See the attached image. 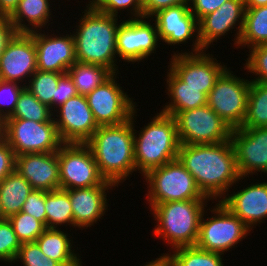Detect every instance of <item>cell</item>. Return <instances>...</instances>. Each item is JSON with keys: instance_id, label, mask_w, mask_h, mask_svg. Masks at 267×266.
Wrapping results in <instances>:
<instances>
[{"instance_id": "1", "label": "cell", "mask_w": 267, "mask_h": 266, "mask_svg": "<svg viewBox=\"0 0 267 266\" xmlns=\"http://www.w3.org/2000/svg\"><path fill=\"white\" fill-rule=\"evenodd\" d=\"M178 159L211 201L221 200L232 186L245 179L239 175L230 140L216 144H180Z\"/></svg>"}, {"instance_id": "2", "label": "cell", "mask_w": 267, "mask_h": 266, "mask_svg": "<svg viewBox=\"0 0 267 266\" xmlns=\"http://www.w3.org/2000/svg\"><path fill=\"white\" fill-rule=\"evenodd\" d=\"M138 109L135 108L131 119L122 124L99 126L85 143L94 156L100 174L117 187L136 172L134 125Z\"/></svg>"}, {"instance_id": "3", "label": "cell", "mask_w": 267, "mask_h": 266, "mask_svg": "<svg viewBox=\"0 0 267 266\" xmlns=\"http://www.w3.org/2000/svg\"><path fill=\"white\" fill-rule=\"evenodd\" d=\"M85 6L72 32L77 62L105 66L112 73H120L116 39L121 21L117 16L97 11L92 5Z\"/></svg>"}, {"instance_id": "4", "label": "cell", "mask_w": 267, "mask_h": 266, "mask_svg": "<svg viewBox=\"0 0 267 266\" xmlns=\"http://www.w3.org/2000/svg\"><path fill=\"white\" fill-rule=\"evenodd\" d=\"M179 146L175 118L159 110L141 130L137 131L134 126L137 173L143 177L151 169L178 159Z\"/></svg>"}, {"instance_id": "5", "label": "cell", "mask_w": 267, "mask_h": 266, "mask_svg": "<svg viewBox=\"0 0 267 266\" xmlns=\"http://www.w3.org/2000/svg\"><path fill=\"white\" fill-rule=\"evenodd\" d=\"M210 200H180L158 203L150 208L156 226L153 235L169 249L196 246L201 216Z\"/></svg>"}, {"instance_id": "6", "label": "cell", "mask_w": 267, "mask_h": 266, "mask_svg": "<svg viewBox=\"0 0 267 266\" xmlns=\"http://www.w3.org/2000/svg\"><path fill=\"white\" fill-rule=\"evenodd\" d=\"M143 178L148 188L145 198L149 209L158 203L210 200L202 194L193 176L179 159L151 169Z\"/></svg>"}, {"instance_id": "7", "label": "cell", "mask_w": 267, "mask_h": 266, "mask_svg": "<svg viewBox=\"0 0 267 266\" xmlns=\"http://www.w3.org/2000/svg\"><path fill=\"white\" fill-rule=\"evenodd\" d=\"M215 206L204 210L200 224L196 246L200 249L224 255L243 241L251 230L235 216L223 203L212 201ZM210 210L208 213L207 211ZM205 213L211 215L204 217ZM213 215V216H212Z\"/></svg>"}, {"instance_id": "8", "label": "cell", "mask_w": 267, "mask_h": 266, "mask_svg": "<svg viewBox=\"0 0 267 266\" xmlns=\"http://www.w3.org/2000/svg\"><path fill=\"white\" fill-rule=\"evenodd\" d=\"M2 137L15 155L56 152L64 144L55 121L36 122L20 118H6Z\"/></svg>"}, {"instance_id": "9", "label": "cell", "mask_w": 267, "mask_h": 266, "mask_svg": "<svg viewBox=\"0 0 267 266\" xmlns=\"http://www.w3.org/2000/svg\"><path fill=\"white\" fill-rule=\"evenodd\" d=\"M250 79L235 75L228 67L216 80L207 96V105L220 116L231 129L243 125L247 112Z\"/></svg>"}, {"instance_id": "10", "label": "cell", "mask_w": 267, "mask_h": 266, "mask_svg": "<svg viewBox=\"0 0 267 266\" xmlns=\"http://www.w3.org/2000/svg\"><path fill=\"white\" fill-rule=\"evenodd\" d=\"M180 144H216L230 140L232 129L207 104L175 116Z\"/></svg>"}, {"instance_id": "11", "label": "cell", "mask_w": 267, "mask_h": 266, "mask_svg": "<svg viewBox=\"0 0 267 266\" xmlns=\"http://www.w3.org/2000/svg\"><path fill=\"white\" fill-rule=\"evenodd\" d=\"M57 159L62 190L94 187L106 181L86 144L64 143L57 151Z\"/></svg>"}, {"instance_id": "12", "label": "cell", "mask_w": 267, "mask_h": 266, "mask_svg": "<svg viewBox=\"0 0 267 266\" xmlns=\"http://www.w3.org/2000/svg\"><path fill=\"white\" fill-rule=\"evenodd\" d=\"M120 73H113L86 98L98 126L119 125L131 119L138 106L118 83ZM123 89V90H122Z\"/></svg>"}, {"instance_id": "13", "label": "cell", "mask_w": 267, "mask_h": 266, "mask_svg": "<svg viewBox=\"0 0 267 266\" xmlns=\"http://www.w3.org/2000/svg\"><path fill=\"white\" fill-rule=\"evenodd\" d=\"M117 29L116 49L119 62L139 64L156 53L159 34L150 17L122 20ZM152 23V24H151Z\"/></svg>"}, {"instance_id": "14", "label": "cell", "mask_w": 267, "mask_h": 266, "mask_svg": "<svg viewBox=\"0 0 267 266\" xmlns=\"http://www.w3.org/2000/svg\"><path fill=\"white\" fill-rule=\"evenodd\" d=\"M156 24L160 42L170 46H179L192 40L191 51L177 53H200L205 51L199 41V26L191 13L189 4H181L157 11L150 17Z\"/></svg>"}, {"instance_id": "15", "label": "cell", "mask_w": 267, "mask_h": 266, "mask_svg": "<svg viewBox=\"0 0 267 266\" xmlns=\"http://www.w3.org/2000/svg\"><path fill=\"white\" fill-rule=\"evenodd\" d=\"M213 54L206 50L200 53H176L173 51L168 67L186 86L200 88L207 96L216 80L227 69Z\"/></svg>"}, {"instance_id": "16", "label": "cell", "mask_w": 267, "mask_h": 266, "mask_svg": "<svg viewBox=\"0 0 267 266\" xmlns=\"http://www.w3.org/2000/svg\"><path fill=\"white\" fill-rule=\"evenodd\" d=\"M240 177L267 175V127H239L230 135Z\"/></svg>"}, {"instance_id": "17", "label": "cell", "mask_w": 267, "mask_h": 266, "mask_svg": "<svg viewBox=\"0 0 267 266\" xmlns=\"http://www.w3.org/2000/svg\"><path fill=\"white\" fill-rule=\"evenodd\" d=\"M53 114L63 143L85 144L99 127L86 96L80 94L68 99Z\"/></svg>"}, {"instance_id": "18", "label": "cell", "mask_w": 267, "mask_h": 266, "mask_svg": "<svg viewBox=\"0 0 267 266\" xmlns=\"http://www.w3.org/2000/svg\"><path fill=\"white\" fill-rule=\"evenodd\" d=\"M29 34L35 43L37 70L64 74L77 62L75 42L71 32L60 35L54 32L48 33L43 29Z\"/></svg>"}, {"instance_id": "19", "label": "cell", "mask_w": 267, "mask_h": 266, "mask_svg": "<svg viewBox=\"0 0 267 266\" xmlns=\"http://www.w3.org/2000/svg\"><path fill=\"white\" fill-rule=\"evenodd\" d=\"M245 5L242 0H227L217 10L204 16L199 22V41L207 51L214 42L228 35L236 28L233 41L238 47V42L244 25ZM238 26V27H236ZM231 30V31H230Z\"/></svg>"}, {"instance_id": "20", "label": "cell", "mask_w": 267, "mask_h": 266, "mask_svg": "<svg viewBox=\"0 0 267 266\" xmlns=\"http://www.w3.org/2000/svg\"><path fill=\"white\" fill-rule=\"evenodd\" d=\"M36 71L34 39L28 33H18L0 56V80L26 86Z\"/></svg>"}, {"instance_id": "21", "label": "cell", "mask_w": 267, "mask_h": 266, "mask_svg": "<svg viewBox=\"0 0 267 266\" xmlns=\"http://www.w3.org/2000/svg\"><path fill=\"white\" fill-rule=\"evenodd\" d=\"M116 187L106 180L102 185L69 190L75 231L91 228L106 215L107 193Z\"/></svg>"}, {"instance_id": "22", "label": "cell", "mask_w": 267, "mask_h": 266, "mask_svg": "<svg viewBox=\"0 0 267 266\" xmlns=\"http://www.w3.org/2000/svg\"><path fill=\"white\" fill-rule=\"evenodd\" d=\"M258 182L246 184L243 189L240 186L237 192L229 191L220 200L250 230L267 220V181Z\"/></svg>"}, {"instance_id": "23", "label": "cell", "mask_w": 267, "mask_h": 266, "mask_svg": "<svg viewBox=\"0 0 267 266\" xmlns=\"http://www.w3.org/2000/svg\"><path fill=\"white\" fill-rule=\"evenodd\" d=\"M15 170L29 182L33 190L49 192L60 189L57 151L18 155Z\"/></svg>"}, {"instance_id": "24", "label": "cell", "mask_w": 267, "mask_h": 266, "mask_svg": "<svg viewBox=\"0 0 267 266\" xmlns=\"http://www.w3.org/2000/svg\"><path fill=\"white\" fill-rule=\"evenodd\" d=\"M166 74V95L169 101L162 106L161 112L175 116L180 111L195 109L207 104V95L200 88L186 86L169 67Z\"/></svg>"}, {"instance_id": "25", "label": "cell", "mask_w": 267, "mask_h": 266, "mask_svg": "<svg viewBox=\"0 0 267 266\" xmlns=\"http://www.w3.org/2000/svg\"><path fill=\"white\" fill-rule=\"evenodd\" d=\"M52 2L51 0H20L9 19L18 33L29 34L42 31V28L48 29L49 22L53 19Z\"/></svg>"}, {"instance_id": "26", "label": "cell", "mask_w": 267, "mask_h": 266, "mask_svg": "<svg viewBox=\"0 0 267 266\" xmlns=\"http://www.w3.org/2000/svg\"><path fill=\"white\" fill-rule=\"evenodd\" d=\"M60 229L47 228L35 241L41 251L49 258L58 262L61 266H83L79 252L75 251L73 234ZM65 231V232H64Z\"/></svg>"}, {"instance_id": "27", "label": "cell", "mask_w": 267, "mask_h": 266, "mask_svg": "<svg viewBox=\"0 0 267 266\" xmlns=\"http://www.w3.org/2000/svg\"><path fill=\"white\" fill-rule=\"evenodd\" d=\"M32 190L29 182L16 170L6 176L0 182V203L3 217L8 219L19 213Z\"/></svg>"}, {"instance_id": "28", "label": "cell", "mask_w": 267, "mask_h": 266, "mask_svg": "<svg viewBox=\"0 0 267 266\" xmlns=\"http://www.w3.org/2000/svg\"><path fill=\"white\" fill-rule=\"evenodd\" d=\"M46 228L74 227L69 190L45 191Z\"/></svg>"}, {"instance_id": "29", "label": "cell", "mask_w": 267, "mask_h": 266, "mask_svg": "<svg viewBox=\"0 0 267 266\" xmlns=\"http://www.w3.org/2000/svg\"><path fill=\"white\" fill-rule=\"evenodd\" d=\"M267 44V6L245 8L244 25L236 48Z\"/></svg>"}, {"instance_id": "30", "label": "cell", "mask_w": 267, "mask_h": 266, "mask_svg": "<svg viewBox=\"0 0 267 266\" xmlns=\"http://www.w3.org/2000/svg\"><path fill=\"white\" fill-rule=\"evenodd\" d=\"M78 94L87 96L113 73L105 66L75 62L68 70Z\"/></svg>"}, {"instance_id": "31", "label": "cell", "mask_w": 267, "mask_h": 266, "mask_svg": "<svg viewBox=\"0 0 267 266\" xmlns=\"http://www.w3.org/2000/svg\"><path fill=\"white\" fill-rule=\"evenodd\" d=\"M166 253L169 266H224V255L197 246L180 247Z\"/></svg>"}, {"instance_id": "32", "label": "cell", "mask_w": 267, "mask_h": 266, "mask_svg": "<svg viewBox=\"0 0 267 266\" xmlns=\"http://www.w3.org/2000/svg\"><path fill=\"white\" fill-rule=\"evenodd\" d=\"M241 127H267V83L251 81L246 117Z\"/></svg>"}, {"instance_id": "33", "label": "cell", "mask_w": 267, "mask_h": 266, "mask_svg": "<svg viewBox=\"0 0 267 266\" xmlns=\"http://www.w3.org/2000/svg\"><path fill=\"white\" fill-rule=\"evenodd\" d=\"M61 75L62 73L37 70L30 77L25 88L54 112L56 110V88Z\"/></svg>"}, {"instance_id": "34", "label": "cell", "mask_w": 267, "mask_h": 266, "mask_svg": "<svg viewBox=\"0 0 267 266\" xmlns=\"http://www.w3.org/2000/svg\"><path fill=\"white\" fill-rule=\"evenodd\" d=\"M51 108L41 103L26 88L21 92L14 112L8 118H20L36 122L54 121Z\"/></svg>"}, {"instance_id": "35", "label": "cell", "mask_w": 267, "mask_h": 266, "mask_svg": "<svg viewBox=\"0 0 267 266\" xmlns=\"http://www.w3.org/2000/svg\"><path fill=\"white\" fill-rule=\"evenodd\" d=\"M8 220L21 243L35 242L47 229L41 221L22 211L10 216Z\"/></svg>"}, {"instance_id": "36", "label": "cell", "mask_w": 267, "mask_h": 266, "mask_svg": "<svg viewBox=\"0 0 267 266\" xmlns=\"http://www.w3.org/2000/svg\"><path fill=\"white\" fill-rule=\"evenodd\" d=\"M88 5H92L97 11L119 18L125 9L127 14L130 13L129 19L143 17L142 0H88Z\"/></svg>"}, {"instance_id": "37", "label": "cell", "mask_w": 267, "mask_h": 266, "mask_svg": "<svg viewBox=\"0 0 267 266\" xmlns=\"http://www.w3.org/2000/svg\"><path fill=\"white\" fill-rule=\"evenodd\" d=\"M243 64L244 70L255 75L250 81L267 83V44H260L249 48V54Z\"/></svg>"}, {"instance_id": "38", "label": "cell", "mask_w": 267, "mask_h": 266, "mask_svg": "<svg viewBox=\"0 0 267 266\" xmlns=\"http://www.w3.org/2000/svg\"><path fill=\"white\" fill-rule=\"evenodd\" d=\"M21 242L8 219L0 221V262L14 264Z\"/></svg>"}, {"instance_id": "39", "label": "cell", "mask_w": 267, "mask_h": 266, "mask_svg": "<svg viewBox=\"0 0 267 266\" xmlns=\"http://www.w3.org/2000/svg\"><path fill=\"white\" fill-rule=\"evenodd\" d=\"M21 262L23 266H61L55 260L47 257L36 242L21 243L14 264Z\"/></svg>"}, {"instance_id": "40", "label": "cell", "mask_w": 267, "mask_h": 266, "mask_svg": "<svg viewBox=\"0 0 267 266\" xmlns=\"http://www.w3.org/2000/svg\"><path fill=\"white\" fill-rule=\"evenodd\" d=\"M25 86L16 82L0 80V115L6 119L13 112Z\"/></svg>"}, {"instance_id": "41", "label": "cell", "mask_w": 267, "mask_h": 266, "mask_svg": "<svg viewBox=\"0 0 267 266\" xmlns=\"http://www.w3.org/2000/svg\"><path fill=\"white\" fill-rule=\"evenodd\" d=\"M45 191L32 190L24 202L21 211L30 214L46 226Z\"/></svg>"}, {"instance_id": "42", "label": "cell", "mask_w": 267, "mask_h": 266, "mask_svg": "<svg viewBox=\"0 0 267 266\" xmlns=\"http://www.w3.org/2000/svg\"><path fill=\"white\" fill-rule=\"evenodd\" d=\"M16 155L7 141L0 137V182L15 171Z\"/></svg>"}, {"instance_id": "43", "label": "cell", "mask_w": 267, "mask_h": 266, "mask_svg": "<svg viewBox=\"0 0 267 266\" xmlns=\"http://www.w3.org/2000/svg\"><path fill=\"white\" fill-rule=\"evenodd\" d=\"M77 95L78 92L73 80L70 78L68 73L62 74L58 78V86L56 88V109L68 99Z\"/></svg>"}, {"instance_id": "44", "label": "cell", "mask_w": 267, "mask_h": 266, "mask_svg": "<svg viewBox=\"0 0 267 266\" xmlns=\"http://www.w3.org/2000/svg\"><path fill=\"white\" fill-rule=\"evenodd\" d=\"M227 0H189L191 13L199 22L204 16L217 10Z\"/></svg>"}, {"instance_id": "45", "label": "cell", "mask_w": 267, "mask_h": 266, "mask_svg": "<svg viewBox=\"0 0 267 266\" xmlns=\"http://www.w3.org/2000/svg\"><path fill=\"white\" fill-rule=\"evenodd\" d=\"M181 4H189V0H142L143 17H151L159 10Z\"/></svg>"}, {"instance_id": "46", "label": "cell", "mask_w": 267, "mask_h": 266, "mask_svg": "<svg viewBox=\"0 0 267 266\" xmlns=\"http://www.w3.org/2000/svg\"><path fill=\"white\" fill-rule=\"evenodd\" d=\"M17 34L18 31L11 23L10 19L8 17H0V56Z\"/></svg>"}, {"instance_id": "47", "label": "cell", "mask_w": 267, "mask_h": 266, "mask_svg": "<svg viewBox=\"0 0 267 266\" xmlns=\"http://www.w3.org/2000/svg\"><path fill=\"white\" fill-rule=\"evenodd\" d=\"M20 0H0V17H10Z\"/></svg>"}, {"instance_id": "48", "label": "cell", "mask_w": 267, "mask_h": 266, "mask_svg": "<svg viewBox=\"0 0 267 266\" xmlns=\"http://www.w3.org/2000/svg\"><path fill=\"white\" fill-rule=\"evenodd\" d=\"M143 266H169V261L166 254H161L159 257L155 258V260L153 259Z\"/></svg>"}, {"instance_id": "49", "label": "cell", "mask_w": 267, "mask_h": 266, "mask_svg": "<svg viewBox=\"0 0 267 266\" xmlns=\"http://www.w3.org/2000/svg\"><path fill=\"white\" fill-rule=\"evenodd\" d=\"M245 8H257L267 6V0H242Z\"/></svg>"}, {"instance_id": "50", "label": "cell", "mask_w": 267, "mask_h": 266, "mask_svg": "<svg viewBox=\"0 0 267 266\" xmlns=\"http://www.w3.org/2000/svg\"><path fill=\"white\" fill-rule=\"evenodd\" d=\"M5 119L0 115V137L3 135Z\"/></svg>"}, {"instance_id": "51", "label": "cell", "mask_w": 267, "mask_h": 266, "mask_svg": "<svg viewBox=\"0 0 267 266\" xmlns=\"http://www.w3.org/2000/svg\"><path fill=\"white\" fill-rule=\"evenodd\" d=\"M4 219L5 218L3 217V212H2L1 203H0V221Z\"/></svg>"}]
</instances>
